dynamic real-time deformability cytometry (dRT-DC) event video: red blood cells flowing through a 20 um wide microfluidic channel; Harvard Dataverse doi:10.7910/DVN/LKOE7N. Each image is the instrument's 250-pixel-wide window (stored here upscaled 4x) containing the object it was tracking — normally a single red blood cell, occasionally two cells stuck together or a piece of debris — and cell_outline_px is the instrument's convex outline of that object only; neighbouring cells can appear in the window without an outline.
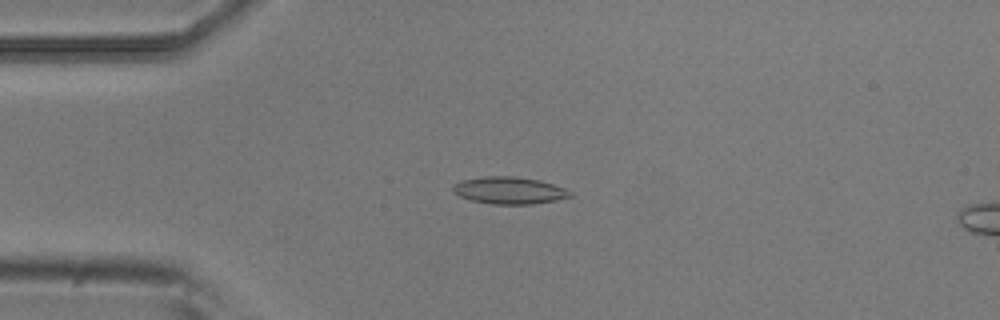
{"species": "common noctule bat (a hibernating species)", "species_latin": "Nyctalus noctula", "temperature_condition": "room temperature", "stored_images_in_passage": 6, "camera_frame_rate_fps": 3000, "um_per_image_px": 0.085, "animal": {"sex": "male", "body_mass_g": 20.5, "forearm_length_mm": 52.5}, "frame": {"image": 1, "passage_image": 4, "time_ms": 1.0, "image_size_px": [1000, 320], "cell_outline_px": [[572, 196], [556, 200], [532, 204], [492, 204], [472, 200], [460, 196], [452, 192], [452, 188], [456, 184], [464, 180], [484, 176], [512, 176], [540, 180], [564, 188], [572, 192]], "centroid_in_image_um": [43.3, 16.19], "position_along_channel_um": 41.7, "area_um2": 18.32}}